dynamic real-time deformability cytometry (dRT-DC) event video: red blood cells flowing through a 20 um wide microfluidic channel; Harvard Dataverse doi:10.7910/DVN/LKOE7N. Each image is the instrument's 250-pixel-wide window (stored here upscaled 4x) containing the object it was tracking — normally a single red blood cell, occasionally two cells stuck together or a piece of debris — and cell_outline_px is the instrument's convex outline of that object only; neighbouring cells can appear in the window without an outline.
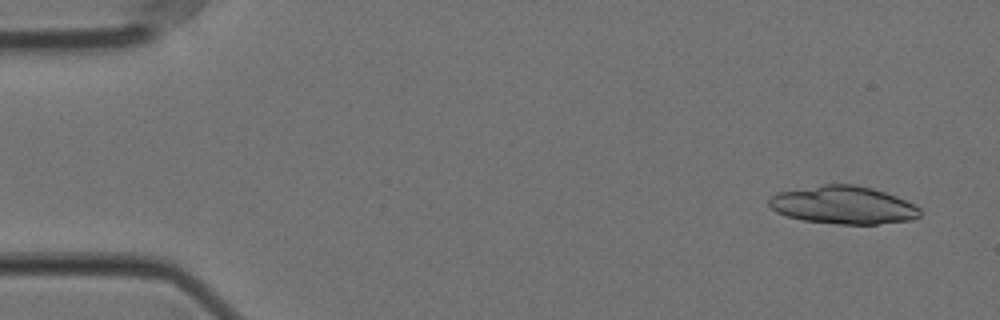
{"species": "Egyptian fruit bat (a non-hibernating species)", "species_latin": "Rousettus aegyptiacus", "temperature_condition": "cold", "stored_images_in_passage": 57, "camera_frame_rate_fps": 3000, "um_per_image_px": 0.085, "animal": {"sex": "female"}, "frame": {"image": 1, "passage_image": 3, "time_ms": 0.667, "image_size_px": [1000, 320], "cell_outline_px": [[920, 216], [912, 220], [876, 224], [840, 224], [804, 220], [788, 216], [776, 212], [768, 204], [768, 200], [776, 192], [824, 184], [856, 184], [872, 188], [896, 196], [916, 204], [920, 208]], "centroid_in_image_um": [71.69, 17.42], "position_along_channel_um": 13.3, "area_um2": 33.41}}